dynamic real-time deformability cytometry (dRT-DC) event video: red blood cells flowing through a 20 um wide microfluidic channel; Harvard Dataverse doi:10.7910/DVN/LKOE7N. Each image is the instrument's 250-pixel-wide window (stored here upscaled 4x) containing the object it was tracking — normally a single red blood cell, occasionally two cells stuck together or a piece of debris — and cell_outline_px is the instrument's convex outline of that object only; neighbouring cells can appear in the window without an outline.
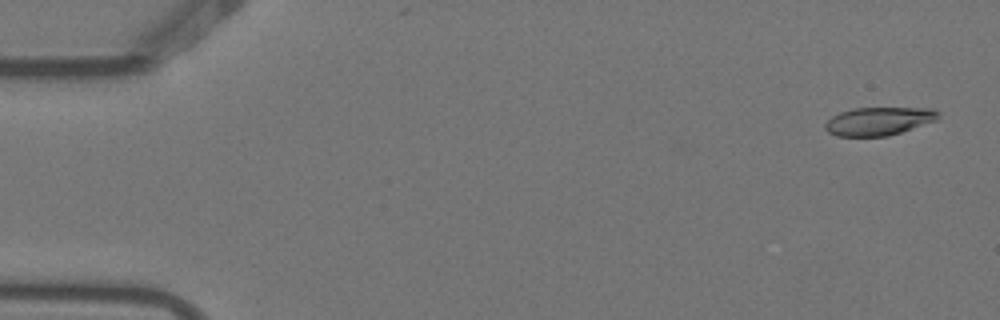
{"species": "Egyptian fruit bat (a non-hibernating species)", "species_latin": "Rousettus aegyptiacus", "temperature_condition": "warm", "stored_images_in_passage": 4, "camera_frame_rate_fps": 3000, "um_per_image_px": 0.085, "animal": {"sex": "female"}, "frame": {"image": 1, "passage_image": 1, "time_ms": 0.0, "image_size_px": [1000, 320], "cell_outline_px": [[940, 116], [936, 120], [888, 136], [836, 136], [828, 132], [824, 128], [824, 124], [832, 116], [840, 112], [852, 108], [932, 108], [940, 112]], "centroid_in_image_um": [74.67, 10.29], "position_along_channel_um": 10.3, "area_um2": 18.55}}